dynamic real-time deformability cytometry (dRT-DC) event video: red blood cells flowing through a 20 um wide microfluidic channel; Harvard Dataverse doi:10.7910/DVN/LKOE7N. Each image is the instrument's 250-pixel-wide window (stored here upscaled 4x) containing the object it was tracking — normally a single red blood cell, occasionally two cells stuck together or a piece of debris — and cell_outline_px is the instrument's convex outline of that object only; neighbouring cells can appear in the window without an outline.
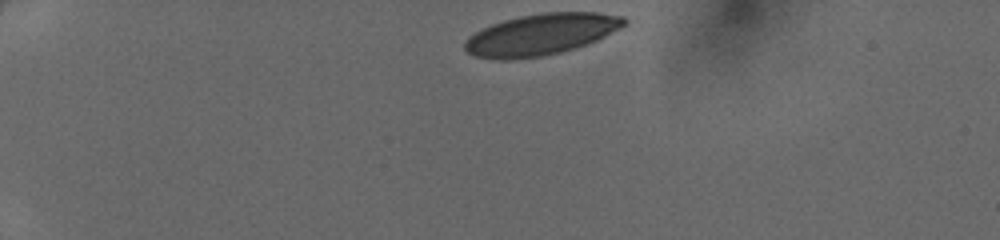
{"species": "human", "species_latin": "Homo sapiens", "temperature_condition": "cold", "stored_images_in_passage": 38, "camera_frame_rate_fps": 3000, "um_per_image_px": 0.085, "donor": {"sex": "female"}, "frame": {"image": 1, "passage_image": 1, "time_ms": 0.0, "image_size_px": [1000, 240], "cell_outline_px": [[628, 24], [588, 44], [560, 52], [540, 56], [508, 60], [492, 60], [476, 56], [468, 52], [464, 48], [464, 40], [468, 36], [492, 24], [504, 20], [520, 16], [544, 12], [596, 12], [624, 16], [628, 20]], "centroid_in_image_um": [45.99, 2.92], "position_along_channel_um": 39.0, "area_um2": 38.38}}
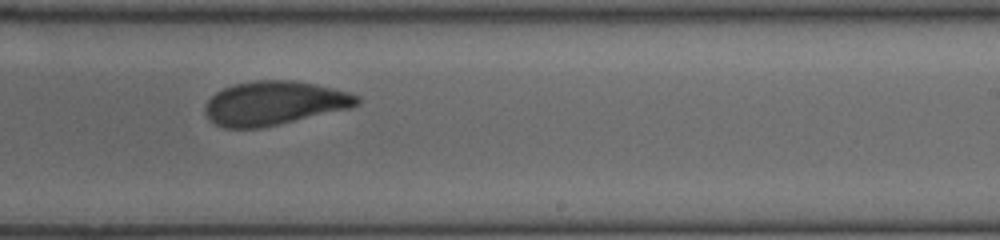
{"frame": {"image": 2, "passage_image": 22, "time_ms": 7.0, "image_size_px": [1000, 240], "cell_outline_px": [[360, 104], [348, 108], [260, 128], [224, 128], [208, 120], [204, 112], [204, 108], [208, 100], [216, 92], [232, 84], [256, 80], [292, 80], [316, 84], [348, 92], [360, 96]], "centroid_in_image_um": [23.27, 8.76], "position_along_channel_um": 265.7, "area_um2": 38.73}}
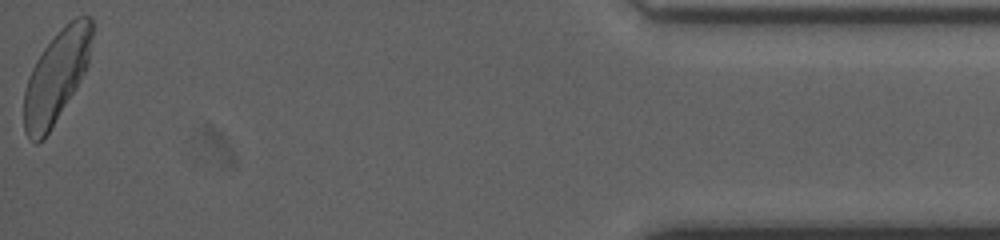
{"frame": {"image": 3, "passage_image": 38, "time_ms": 12.333, "image_size_px": [1000, 240], "cell_outline_px": [[92, 36], [88, 64], [76, 88], [44, 140], [36, 144], [24, 132], [24, 92], [28, 76], [36, 60], [44, 48], [64, 24], [76, 16], [92, 16]], "centroid_in_image_um": [4.78, 6.5], "position_along_channel_um": 430.4, "area_um2": 36.3}}